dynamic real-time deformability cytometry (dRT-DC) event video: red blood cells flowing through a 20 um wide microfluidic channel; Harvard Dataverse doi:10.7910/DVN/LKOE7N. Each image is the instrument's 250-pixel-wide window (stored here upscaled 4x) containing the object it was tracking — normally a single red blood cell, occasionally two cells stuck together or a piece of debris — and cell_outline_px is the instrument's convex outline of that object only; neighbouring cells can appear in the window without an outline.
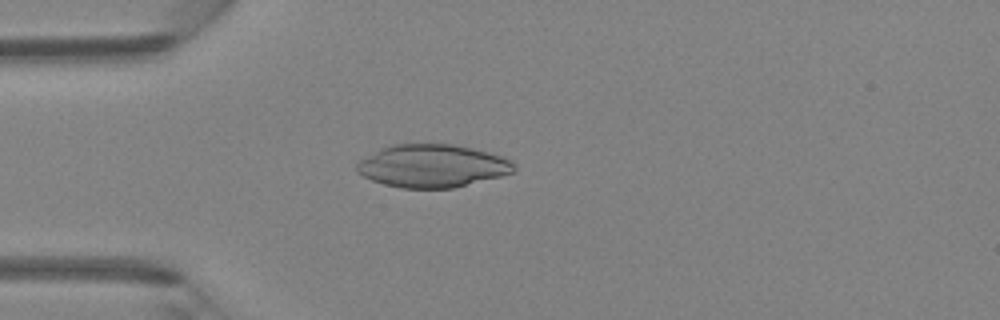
{"species": "Egyptian fruit bat (a non-hibernating species)", "species_latin": "Rousettus aegyptiacus", "temperature_condition": "room temperature", "stored_images_in_passage": 35, "camera_frame_rate_fps": 3000, "um_per_image_px": 0.085, "animal": {"sex": "female"}, "frame": {"image": 1, "passage_image": 2, "time_ms": 0.333, "image_size_px": [1000, 320], "cell_outline_px": [[516, 168], [512, 172], [500, 176], [452, 188], [400, 188], [384, 184], [372, 180], [356, 172], [356, 164], [360, 160], [392, 144], [452, 144], [472, 148], [488, 152], [500, 156], [516, 164]], "centroid_in_image_um": [36.74, 14.11], "position_along_channel_um": 48.3, "area_um2": 38.84}}
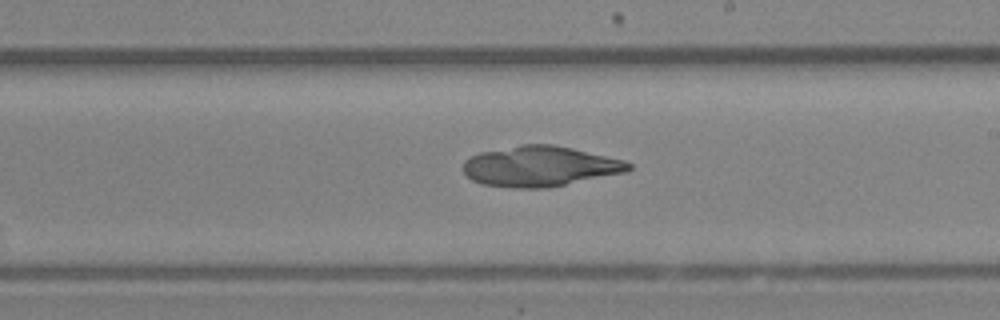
{"frame": {"image": 2, "passage_image": 16, "time_ms": 5.0, "image_size_px": [1000, 320], "cell_outline_px": [[632, 168], [628, 172], [548, 188], [512, 188], [480, 184], [472, 180], [464, 172], [464, 160], [480, 152], [520, 144], [552, 144], [572, 148], [624, 160], [632, 164]], "centroid_in_image_um": [45.91, 14.14], "position_along_channel_um": 243.1, "area_um2": 39.13}}
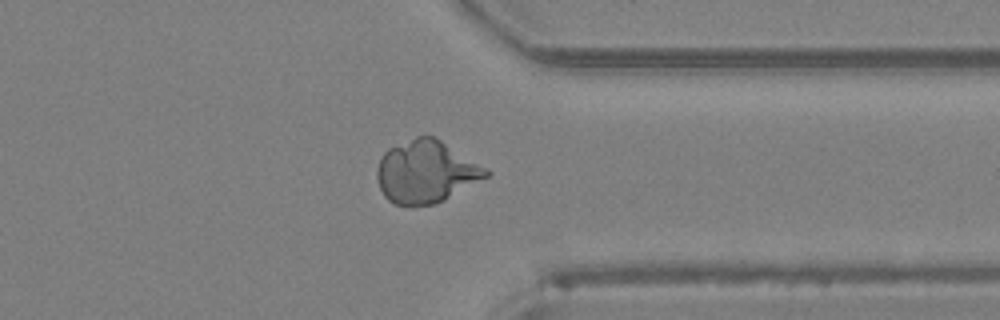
{"frame": {"image": 3, "passage_image": 25, "time_ms": 8.0, "image_size_px": [1000, 320], "cell_outline_px": [[492, 172], [488, 176], [436, 204], [412, 208], [396, 204], [388, 200], [384, 196], [380, 188], [376, 176], [376, 172], [380, 156], [388, 148], [416, 136], [432, 136], [440, 140], [488, 168]], "centroid_in_image_um": [36.19, 14.63], "position_along_channel_um": 375.2, "area_um2": 39.88}}